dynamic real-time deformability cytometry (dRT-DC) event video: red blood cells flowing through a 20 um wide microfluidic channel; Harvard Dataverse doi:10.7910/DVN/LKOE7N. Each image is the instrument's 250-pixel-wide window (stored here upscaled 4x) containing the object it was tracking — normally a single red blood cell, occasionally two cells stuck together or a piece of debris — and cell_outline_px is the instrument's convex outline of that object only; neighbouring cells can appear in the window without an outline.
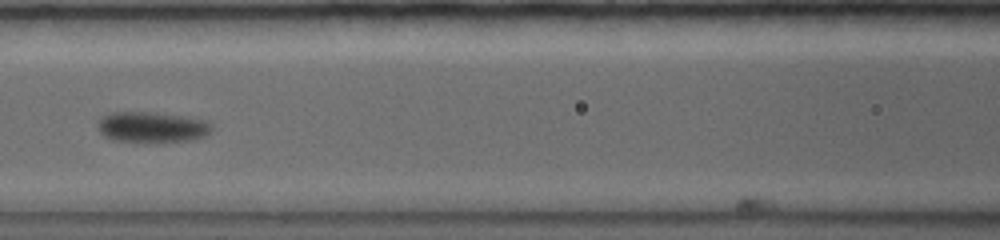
{"species": "common noctule bat (a hibernating species)", "species_latin": "Nyctalus noctula", "temperature_condition": "warm", "stored_images_in_passage": 13, "camera_frame_rate_fps": 5000, "um_per_image_px": 0.085, "animal": {"sex": "female", "body_mass_g": 19.0, "forearm_length_mm": 56.7}, "frame": {"image": 1, "passage_image": 4, "time_ms": 3.2, "image_size_px": [1000, 240], "cell_outline_px": [[212, 128], [204, 136], [192, 140], [112, 140], [104, 136], [100, 132], [100, 120], [108, 112], [152, 112], [208, 120], [212, 124]], "centroid_in_image_um": [12.94, 10.77], "position_along_channel_um": 153.7, "area_um2": 19.59}}
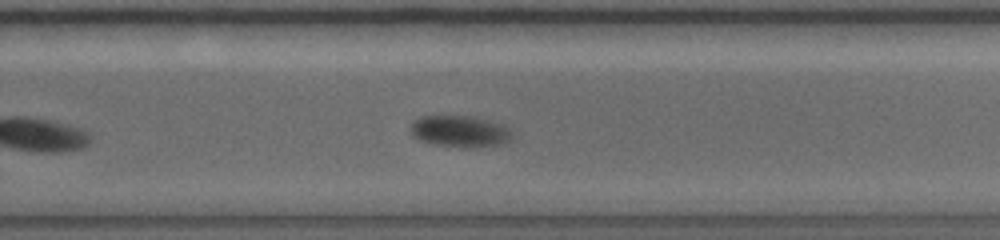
{"frame": {"image": 2, "passage_image": 8, "time_ms": 6.8, "image_size_px": [1000, 240], "cell_outline_px": [[512, 136], [508, 140], [500, 144], [476, 148], [468, 148], [436, 144], [420, 140], [408, 128], [420, 116], [476, 116], [504, 124], [512, 132]], "centroid_in_image_um": [39.14, 11.15], "position_along_channel_um": 290.7, "area_um2": 18.67}}
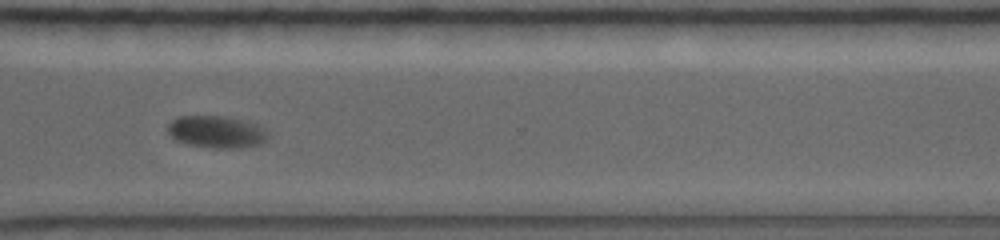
{"frame": {"image": 3, "passage_image": 10, "time_ms": 8.4, "image_size_px": [1000, 240], "cell_outline_px": [[268, 140], [260, 144], [240, 148], [216, 148], [188, 144], [176, 140], [168, 136], [168, 124], [176, 116], [224, 116], [256, 124], [268, 132]], "centroid_in_image_um": [18.38, 11.21], "position_along_channel_um": 352.2, "area_um2": 18.79}}